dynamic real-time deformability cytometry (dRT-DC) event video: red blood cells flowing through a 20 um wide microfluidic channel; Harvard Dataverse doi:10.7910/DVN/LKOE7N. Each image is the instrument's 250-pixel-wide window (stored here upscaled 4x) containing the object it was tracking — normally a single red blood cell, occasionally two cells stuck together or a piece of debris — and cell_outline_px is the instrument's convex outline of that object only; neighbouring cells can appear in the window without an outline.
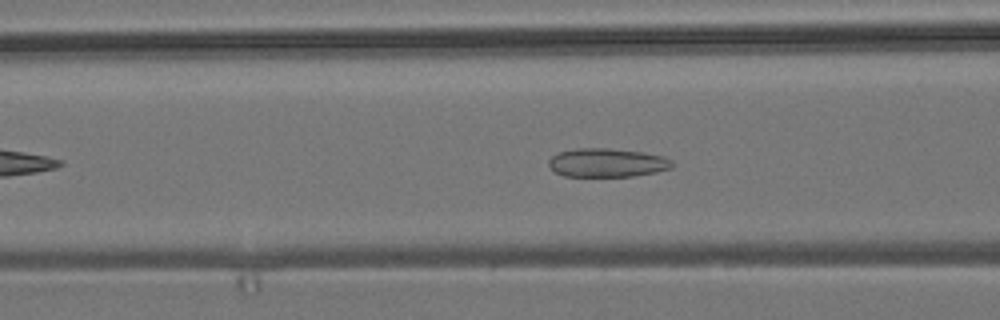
{"species": "common noctule bat (a hibernating species)", "species_latin": "Nyctalus noctula", "temperature_condition": "room temperature", "stored_images_in_passage": 50, "camera_frame_rate_fps": 3000, "um_per_image_px": 0.085, "animal": {"sex": "male", "body_mass_g": 19.2, "forearm_length_mm": 51.8}, "frame": {"image": 1, "passage_image": 17, "time_ms": 5.333, "image_size_px": [1000, 320], "cell_outline_px": [[676, 164], [672, 168], [656, 172], [632, 176], [564, 176], [556, 172], [548, 164], [548, 160], [556, 152], [576, 148], [608, 148], [644, 152], [664, 156], [672, 160]], "centroid_in_image_um": [51.63, 13.82], "position_along_channel_um": 115.0, "area_um2": 20.87}}
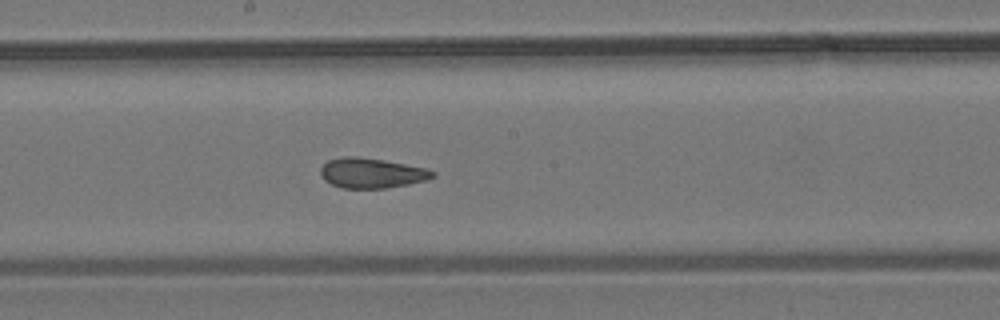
{"frame": {"image": 2, "passage_image": 25, "time_ms": 8.0, "image_size_px": [1000, 320], "cell_outline_px": [[436, 176], [428, 180], [408, 184], [384, 188], [340, 188], [324, 180], [320, 176], [320, 168], [328, 160], [344, 156], [356, 156], [384, 160], [428, 168], [436, 172]], "centroid_in_image_um": [31.6, 14.7], "position_along_channel_um": 216.6, "area_um2": 19.83}}
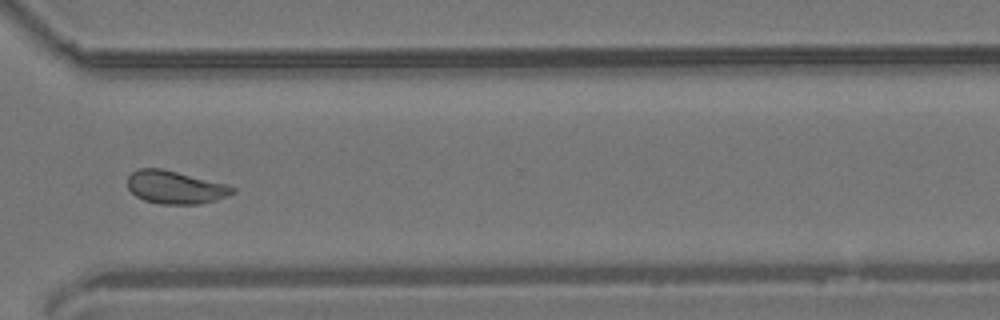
{"frame": {"image": 3, "passage_image": 36, "time_ms": 11.667, "image_size_px": [1000, 320], "cell_outline_px": [[236, 192], [228, 196], [216, 200], [200, 204], [160, 204], [144, 200], [136, 196], [128, 188], [128, 176], [136, 168], [160, 168], [228, 184], [236, 188]], "centroid_in_image_um": [14.92, 15.92], "position_along_channel_um": 355.7, "area_um2": 20.29}, "authors_computed_cell_mechanics": {"area_um2": 20.5479, "velocity_mm_per_s": 3.8065, "shape_relaxation_time_tau1_ms": null, "shape_relaxation_time_tau2_ms": 1.5503, "deformation_change_tau1": null, "deformation_change_tau2": 0.076}}